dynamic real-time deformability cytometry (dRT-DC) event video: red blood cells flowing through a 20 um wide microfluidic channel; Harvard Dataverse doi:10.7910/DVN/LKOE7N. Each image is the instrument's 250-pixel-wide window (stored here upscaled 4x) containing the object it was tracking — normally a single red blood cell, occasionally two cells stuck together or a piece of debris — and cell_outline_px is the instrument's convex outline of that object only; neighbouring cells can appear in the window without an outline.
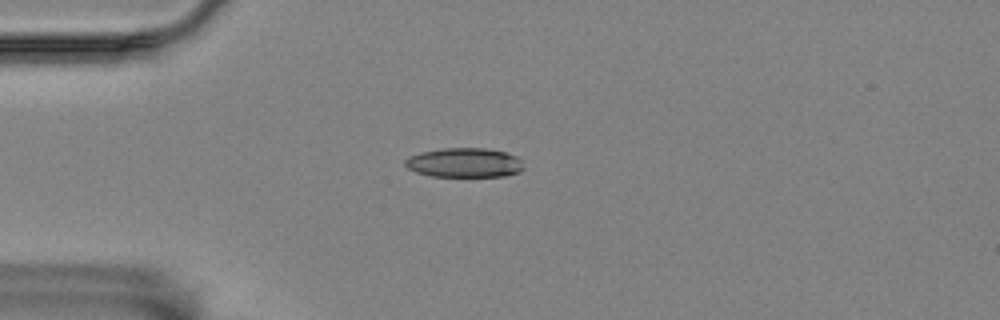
{"species": "Egyptian fruit bat (a non-hibernating species)", "species_latin": "Rousettus aegyptiacus", "temperature_condition": "room temperature", "stored_images_in_passage": 4, "camera_frame_rate_fps": 3000, "um_per_image_px": 0.085, "animal": {"sex": "female"}, "frame": {"image": 1, "passage_image": 1, "time_ms": 0.0, "image_size_px": [1000, 320], "cell_outline_px": [[524, 168], [520, 172], [504, 176], [432, 176], [416, 172], [408, 168], [404, 164], [404, 160], [412, 156], [424, 152], [444, 148], [484, 148], [504, 152], [516, 156], [520, 160]], "centroid_in_image_um": [39.5, 13.83], "position_along_channel_um": 45.5, "area_um2": 20.06}}
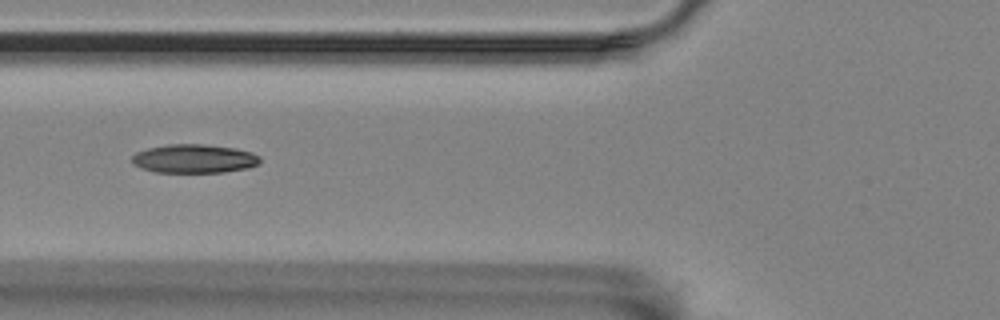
{"frame": {"image": 2, "passage_image": 3, "time_ms": 2.333, "image_size_px": [1000, 320], "cell_outline_px": [[260, 164], [248, 168], [224, 172], [156, 172], [140, 168], [132, 164], [132, 156], [136, 152], [148, 148], [168, 144], [204, 144], [236, 148], [252, 152], [260, 156]], "centroid_in_image_um": [16.51, 13.48], "position_along_channel_um": 109.3, "area_um2": 21.62}}
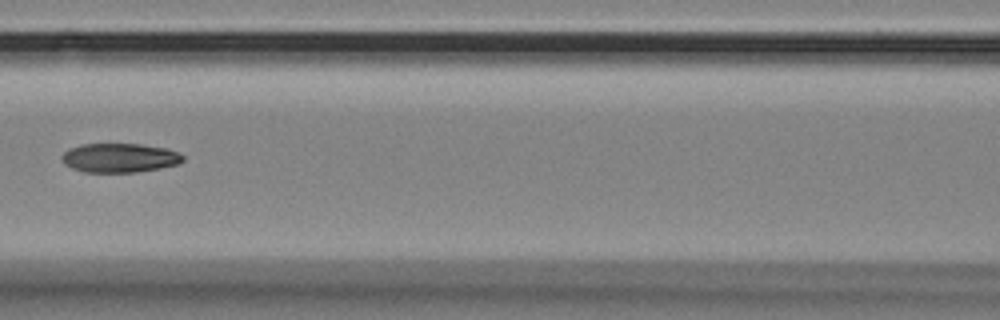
{"frame": {"image": 3, "passage_image": 4, "time_ms": 3.667, "image_size_px": [1000, 320], "cell_outline_px": [[184, 160], [180, 164], [160, 168], [136, 172], [84, 172], [72, 168], [64, 164], [60, 156], [68, 148], [80, 144], [140, 144], [168, 148], [184, 156]], "centroid_in_image_um": [10.15, 13.41], "position_along_channel_um": 156.4, "area_um2": 20.75}}